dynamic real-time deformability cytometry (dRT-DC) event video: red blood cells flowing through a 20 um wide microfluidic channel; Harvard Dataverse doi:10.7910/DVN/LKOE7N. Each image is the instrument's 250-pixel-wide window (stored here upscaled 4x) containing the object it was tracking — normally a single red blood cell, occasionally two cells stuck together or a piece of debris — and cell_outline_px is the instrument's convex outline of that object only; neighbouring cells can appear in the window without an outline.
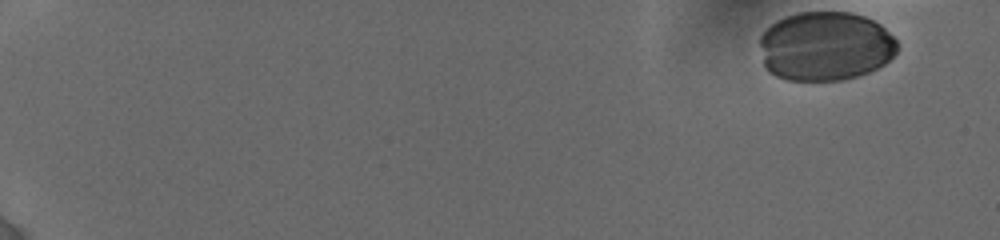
{"species": "human", "species_latin": "Homo sapiens", "temperature_condition": "cold", "stored_images_in_passage": 5, "camera_frame_rate_fps": 3000, "um_per_image_px": 0.085, "donor": {"sex": "female"}, "frame": {"image": 1, "passage_image": 1, "time_ms": 0.0, "image_size_px": [1000, 240], "cell_outline_px": [[896, 52], [884, 64], [868, 72], [844, 80], [784, 80], [768, 72], [764, 68], [760, 44], [760, 36], [764, 28], [776, 20], [784, 16], [796, 12], [852, 12], [864, 16], [880, 24], [896, 40]], "centroid_in_image_um": [70.1, 3.92], "position_along_channel_um": 14.9, "area_um2": 55.83}}